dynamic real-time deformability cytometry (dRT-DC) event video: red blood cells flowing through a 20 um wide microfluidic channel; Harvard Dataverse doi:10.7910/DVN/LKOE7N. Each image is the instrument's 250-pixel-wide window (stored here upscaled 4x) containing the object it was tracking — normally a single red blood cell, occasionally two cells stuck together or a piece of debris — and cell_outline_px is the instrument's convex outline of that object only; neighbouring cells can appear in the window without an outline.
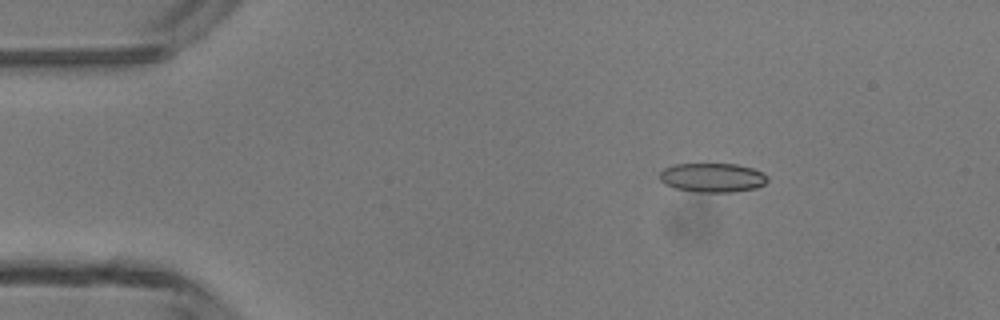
{"species": "common noctule bat (a hibernating species)", "species_latin": "Nyctalus noctula", "temperature_condition": "room temperature", "stored_images_in_passage": 4, "camera_frame_rate_fps": 3000, "um_per_image_px": 0.085, "animal": {"sex": "male", "body_mass_g": 13.3}, "frame": {"image": 1, "passage_image": 3, "time_ms": 2.333, "image_size_px": [1000, 320], "cell_outline_px": [[768, 180], [764, 184], [756, 188], [732, 192], [696, 192], [676, 188], [664, 184], [660, 180], [660, 172], [664, 168], [676, 164], [736, 164], [752, 168], [768, 176]], "centroid_in_image_um": [60.55, 15.1], "position_along_channel_um": 24.4, "area_um2": 18.26}}